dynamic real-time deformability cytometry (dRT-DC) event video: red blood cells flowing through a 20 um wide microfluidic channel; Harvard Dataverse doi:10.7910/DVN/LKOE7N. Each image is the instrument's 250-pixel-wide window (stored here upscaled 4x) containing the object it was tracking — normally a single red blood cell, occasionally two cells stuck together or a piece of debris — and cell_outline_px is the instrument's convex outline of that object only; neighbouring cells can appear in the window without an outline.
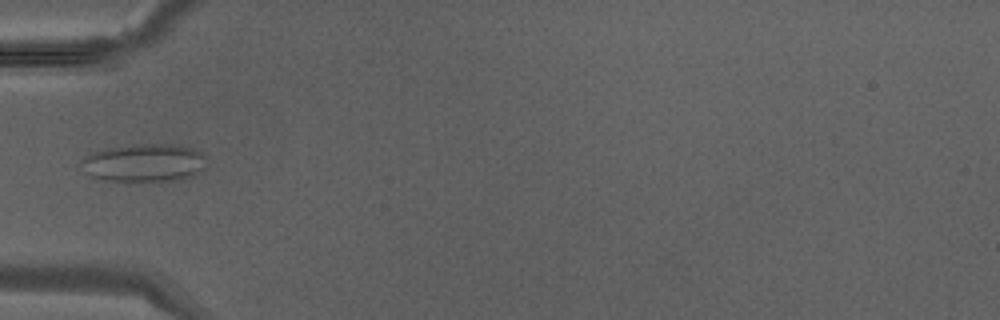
{"species": "Egyptian fruit bat (a non-hibernating species)", "species_latin": "Rousettus aegyptiacus", "temperature_condition": "warm", "stored_images_in_passage": 27, "camera_frame_rate_fps": 3000, "um_per_image_px": 0.085, "animal": {"sex": "male"}, "frame": {"image": 1, "passage_image": 1, "time_ms": 0.0, "image_size_px": [1000, 320], "cell_outline_px": [[204, 156], [200, 168], [196, 176], [172, 180], [108, 180], [88, 176], [84, 160], [92, 152], [108, 148], [152, 144], [172, 144], [192, 148], [200, 152]], "centroid_in_image_um": [12.28, 13.84], "position_along_channel_um": 72.7, "area_um2": 26.53}}